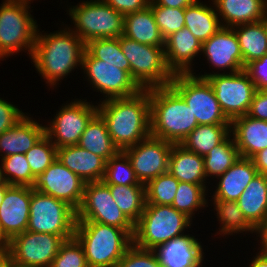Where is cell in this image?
I'll return each instance as SVG.
<instances>
[{"label": "cell", "mask_w": 267, "mask_h": 267, "mask_svg": "<svg viewBox=\"0 0 267 267\" xmlns=\"http://www.w3.org/2000/svg\"><path fill=\"white\" fill-rule=\"evenodd\" d=\"M231 133V125H198L181 143L187 150L204 157Z\"/></svg>", "instance_id": "d6a6232c"}, {"label": "cell", "mask_w": 267, "mask_h": 267, "mask_svg": "<svg viewBox=\"0 0 267 267\" xmlns=\"http://www.w3.org/2000/svg\"><path fill=\"white\" fill-rule=\"evenodd\" d=\"M97 113L98 106L89 102H71L61 108L49 127L45 126V135L56 148L77 145L87 124Z\"/></svg>", "instance_id": "9a60e30c"}, {"label": "cell", "mask_w": 267, "mask_h": 267, "mask_svg": "<svg viewBox=\"0 0 267 267\" xmlns=\"http://www.w3.org/2000/svg\"><path fill=\"white\" fill-rule=\"evenodd\" d=\"M194 73H177L170 86L184 99L198 125H231L207 79Z\"/></svg>", "instance_id": "30bf717a"}, {"label": "cell", "mask_w": 267, "mask_h": 267, "mask_svg": "<svg viewBox=\"0 0 267 267\" xmlns=\"http://www.w3.org/2000/svg\"><path fill=\"white\" fill-rule=\"evenodd\" d=\"M244 70L249 74L256 90H267V54L250 62Z\"/></svg>", "instance_id": "bcb514c9"}, {"label": "cell", "mask_w": 267, "mask_h": 267, "mask_svg": "<svg viewBox=\"0 0 267 267\" xmlns=\"http://www.w3.org/2000/svg\"><path fill=\"white\" fill-rule=\"evenodd\" d=\"M65 240L59 235L24 231L14 236L4 251L19 267H50Z\"/></svg>", "instance_id": "4fadbf2b"}, {"label": "cell", "mask_w": 267, "mask_h": 267, "mask_svg": "<svg viewBox=\"0 0 267 267\" xmlns=\"http://www.w3.org/2000/svg\"><path fill=\"white\" fill-rule=\"evenodd\" d=\"M3 177H2V171H1V166H0V184L3 182Z\"/></svg>", "instance_id": "6f0895ef"}, {"label": "cell", "mask_w": 267, "mask_h": 267, "mask_svg": "<svg viewBox=\"0 0 267 267\" xmlns=\"http://www.w3.org/2000/svg\"><path fill=\"white\" fill-rule=\"evenodd\" d=\"M230 136L203 157L206 178L214 175L218 178L240 158L234 137Z\"/></svg>", "instance_id": "e575fe53"}, {"label": "cell", "mask_w": 267, "mask_h": 267, "mask_svg": "<svg viewBox=\"0 0 267 267\" xmlns=\"http://www.w3.org/2000/svg\"><path fill=\"white\" fill-rule=\"evenodd\" d=\"M156 24L164 38L185 27L184 8H172L156 5L150 0Z\"/></svg>", "instance_id": "7bdbcfd3"}, {"label": "cell", "mask_w": 267, "mask_h": 267, "mask_svg": "<svg viewBox=\"0 0 267 267\" xmlns=\"http://www.w3.org/2000/svg\"><path fill=\"white\" fill-rule=\"evenodd\" d=\"M258 174L267 173V148L256 153L252 158Z\"/></svg>", "instance_id": "f907efd6"}, {"label": "cell", "mask_w": 267, "mask_h": 267, "mask_svg": "<svg viewBox=\"0 0 267 267\" xmlns=\"http://www.w3.org/2000/svg\"><path fill=\"white\" fill-rule=\"evenodd\" d=\"M57 159L85 183L103 179L106 161L79 145L57 148Z\"/></svg>", "instance_id": "7402d4cb"}, {"label": "cell", "mask_w": 267, "mask_h": 267, "mask_svg": "<svg viewBox=\"0 0 267 267\" xmlns=\"http://www.w3.org/2000/svg\"><path fill=\"white\" fill-rule=\"evenodd\" d=\"M156 5L172 8H186L197 0H152Z\"/></svg>", "instance_id": "816d5d0a"}, {"label": "cell", "mask_w": 267, "mask_h": 267, "mask_svg": "<svg viewBox=\"0 0 267 267\" xmlns=\"http://www.w3.org/2000/svg\"><path fill=\"white\" fill-rule=\"evenodd\" d=\"M50 267H88L83 247L75 237L61 244Z\"/></svg>", "instance_id": "ee69618b"}, {"label": "cell", "mask_w": 267, "mask_h": 267, "mask_svg": "<svg viewBox=\"0 0 267 267\" xmlns=\"http://www.w3.org/2000/svg\"><path fill=\"white\" fill-rule=\"evenodd\" d=\"M76 221L77 211L72 206L31 187L27 231L59 235L68 240L74 237Z\"/></svg>", "instance_id": "52a82bcc"}, {"label": "cell", "mask_w": 267, "mask_h": 267, "mask_svg": "<svg viewBox=\"0 0 267 267\" xmlns=\"http://www.w3.org/2000/svg\"><path fill=\"white\" fill-rule=\"evenodd\" d=\"M197 77L209 81L223 113L230 121L247 115L256 87L245 70L229 74L217 72Z\"/></svg>", "instance_id": "8fae6325"}, {"label": "cell", "mask_w": 267, "mask_h": 267, "mask_svg": "<svg viewBox=\"0 0 267 267\" xmlns=\"http://www.w3.org/2000/svg\"><path fill=\"white\" fill-rule=\"evenodd\" d=\"M24 116L16 106L0 99V134L12 128Z\"/></svg>", "instance_id": "7dc6e473"}, {"label": "cell", "mask_w": 267, "mask_h": 267, "mask_svg": "<svg viewBox=\"0 0 267 267\" xmlns=\"http://www.w3.org/2000/svg\"><path fill=\"white\" fill-rule=\"evenodd\" d=\"M247 115L267 121V90H256Z\"/></svg>", "instance_id": "681fc988"}, {"label": "cell", "mask_w": 267, "mask_h": 267, "mask_svg": "<svg viewBox=\"0 0 267 267\" xmlns=\"http://www.w3.org/2000/svg\"><path fill=\"white\" fill-rule=\"evenodd\" d=\"M116 267H162L154 250L142 249L132 244Z\"/></svg>", "instance_id": "f6af8a7d"}, {"label": "cell", "mask_w": 267, "mask_h": 267, "mask_svg": "<svg viewBox=\"0 0 267 267\" xmlns=\"http://www.w3.org/2000/svg\"><path fill=\"white\" fill-rule=\"evenodd\" d=\"M120 46L129 60L131 77L142 90L170 85L174 73L167 65L164 46L141 44L124 35Z\"/></svg>", "instance_id": "8992f818"}, {"label": "cell", "mask_w": 267, "mask_h": 267, "mask_svg": "<svg viewBox=\"0 0 267 267\" xmlns=\"http://www.w3.org/2000/svg\"><path fill=\"white\" fill-rule=\"evenodd\" d=\"M191 220L172 205L146 204L135 224L133 244L142 249L155 250L169 240L184 235L182 231L190 227Z\"/></svg>", "instance_id": "5b68a950"}, {"label": "cell", "mask_w": 267, "mask_h": 267, "mask_svg": "<svg viewBox=\"0 0 267 267\" xmlns=\"http://www.w3.org/2000/svg\"><path fill=\"white\" fill-rule=\"evenodd\" d=\"M85 182L56 159L43 173L35 177L31 186L34 191L63 200L76 211L84 197Z\"/></svg>", "instance_id": "e0dca14e"}, {"label": "cell", "mask_w": 267, "mask_h": 267, "mask_svg": "<svg viewBox=\"0 0 267 267\" xmlns=\"http://www.w3.org/2000/svg\"><path fill=\"white\" fill-rule=\"evenodd\" d=\"M214 8L215 6L208 7L199 0L184 8L185 27L202 43L222 27L223 23Z\"/></svg>", "instance_id": "4dcf8cb0"}, {"label": "cell", "mask_w": 267, "mask_h": 267, "mask_svg": "<svg viewBox=\"0 0 267 267\" xmlns=\"http://www.w3.org/2000/svg\"><path fill=\"white\" fill-rule=\"evenodd\" d=\"M154 251L162 267H200L204 257L201 244L190 235L171 239Z\"/></svg>", "instance_id": "44dd1931"}, {"label": "cell", "mask_w": 267, "mask_h": 267, "mask_svg": "<svg viewBox=\"0 0 267 267\" xmlns=\"http://www.w3.org/2000/svg\"><path fill=\"white\" fill-rule=\"evenodd\" d=\"M74 237L83 247L88 267H116L133 244L125 229L97 222H76Z\"/></svg>", "instance_id": "277c9868"}, {"label": "cell", "mask_w": 267, "mask_h": 267, "mask_svg": "<svg viewBox=\"0 0 267 267\" xmlns=\"http://www.w3.org/2000/svg\"><path fill=\"white\" fill-rule=\"evenodd\" d=\"M2 177L9 185L32 186V174L25 154H13L1 159Z\"/></svg>", "instance_id": "74e56055"}, {"label": "cell", "mask_w": 267, "mask_h": 267, "mask_svg": "<svg viewBox=\"0 0 267 267\" xmlns=\"http://www.w3.org/2000/svg\"><path fill=\"white\" fill-rule=\"evenodd\" d=\"M206 187L186 182H179L172 206L192 218L194 211L207 204Z\"/></svg>", "instance_id": "ab89813d"}, {"label": "cell", "mask_w": 267, "mask_h": 267, "mask_svg": "<svg viewBox=\"0 0 267 267\" xmlns=\"http://www.w3.org/2000/svg\"><path fill=\"white\" fill-rule=\"evenodd\" d=\"M168 172L179 182L205 187L204 158L197 153L187 150L181 144H173L172 146Z\"/></svg>", "instance_id": "4316f807"}, {"label": "cell", "mask_w": 267, "mask_h": 267, "mask_svg": "<svg viewBox=\"0 0 267 267\" xmlns=\"http://www.w3.org/2000/svg\"><path fill=\"white\" fill-rule=\"evenodd\" d=\"M15 264L13 263L10 256L4 251L0 250V267H14Z\"/></svg>", "instance_id": "11a10c76"}, {"label": "cell", "mask_w": 267, "mask_h": 267, "mask_svg": "<svg viewBox=\"0 0 267 267\" xmlns=\"http://www.w3.org/2000/svg\"><path fill=\"white\" fill-rule=\"evenodd\" d=\"M165 57L174 74L192 73L191 62L202 51V42L187 27L165 38Z\"/></svg>", "instance_id": "ffe728a7"}, {"label": "cell", "mask_w": 267, "mask_h": 267, "mask_svg": "<svg viewBox=\"0 0 267 267\" xmlns=\"http://www.w3.org/2000/svg\"><path fill=\"white\" fill-rule=\"evenodd\" d=\"M147 90L150 98L151 136L181 144L198 126L190 107L170 85Z\"/></svg>", "instance_id": "3957f363"}, {"label": "cell", "mask_w": 267, "mask_h": 267, "mask_svg": "<svg viewBox=\"0 0 267 267\" xmlns=\"http://www.w3.org/2000/svg\"><path fill=\"white\" fill-rule=\"evenodd\" d=\"M67 30L48 35L37 32L31 59L50 86L68 75L75 66H82L86 44L73 30Z\"/></svg>", "instance_id": "7a4b0ae2"}, {"label": "cell", "mask_w": 267, "mask_h": 267, "mask_svg": "<svg viewBox=\"0 0 267 267\" xmlns=\"http://www.w3.org/2000/svg\"><path fill=\"white\" fill-rule=\"evenodd\" d=\"M107 185L117 206L135 225L146 206L145 185Z\"/></svg>", "instance_id": "836d02e7"}, {"label": "cell", "mask_w": 267, "mask_h": 267, "mask_svg": "<svg viewBox=\"0 0 267 267\" xmlns=\"http://www.w3.org/2000/svg\"><path fill=\"white\" fill-rule=\"evenodd\" d=\"M215 210L222 225L219 234H235V232L250 231L253 233L255 228L244 217L236 201L214 200Z\"/></svg>", "instance_id": "8d00e7d4"}, {"label": "cell", "mask_w": 267, "mask_h": 267, "mask_svg": "<svg viewBox=\"0 0 267 267\" xmlns=\"http://www.w3.org/2000/svg\"><path fill=\"white\" fill-rule=\"evenodd\" d=\"M260 234L261 239V253L267 254V216L264 220L255 228V231Z\"/></svg>", "instance_id": "f5cc1de1"}, {"label": "cell", "mask_w": 267, "mask_h": 267, "mask_svg": "<svg viewBox=\"0 0 267 267\" xmlns=\"http://www.w3.org/2000/svg\"><path fill=\"white\" fill-rule=\"evenodd\" d=\"M235 27L233 30L240 45L245 68L250 62L267 54V15L265 20Z\"/></svg>", "instance_id": "f1b7e54d"}, {"label": "cell", "mask_w": 267, "mask_h": 267, "mask_svg": "<svg viewBox=\"0 0 267 267\" xmlns=\"http://www.w3.org/2000/svg\"><path fill=\"white\" fill-rule=\"evenodd\" d=\"M76 222H97L125 229L132 237L135 225L117 206L109 186L103 181L87 182L84 197L77 210Z\"/></svg>", "instance_id": "7c38bea8"}, {"label": "cell", "mask_w": 267, "mask_h": 267, "mask_svg": "<svg viewBox=\"0 0 267 267\" xmlns=\"http://www.w3.org/2000/svg\"><path fill=\"white\" fill-rule=\"evenodd\" d=\"M231 128L240 157L251 159L267 148V121L243 115L231 121Z\"/></svg>", "instance_id": "603a6c76"}, {"label": "cell", "mask_w": 267, "mask_h": 267, "mask_svg": "<svg viewBox=\"0 0 267 267\" xmlns=\"http://www.w3.org/2000/svg\"><path fill=\"white\" fill-rule=\"evenodd\" d=\"M21 1H23L25 4H27V5H29V1H32V0H21Z\"/></svg>", "instance_id": "680465c9"}, {"label": "cell", "mask_w": 267, "mask_h": 267, "mask_svg": "<svg viewBox=\"0 0 267 267\" xmlns=\"http://www.w3.org/2000/svg\"><path fill=\"white\" fill-rule=\"evenodd\" d=\"M45 134V125L42 126L29 116L21 118L12 128L0 134V156L7 157L13 154H25Z\"/></svg>", "instance_id": "cb8c5ba5"}, {"label": "cell", "mask_w": 267, "mask_h": 267, "mask_svg": "<svg viewBox=\"0 0 267 267\" xmlns=\"http://www.w3.org/2000/svg\"><path fill=\"white\" fill-rule=\"evenodd\" d=\"M77 145L102 157L106 162L120 151L109 135L106 122L98 113L87 124Z\"/></svg>", "instance_id": "1f68e13d"}, {"label": "cell", "mask_w": 267, "mask_h": 267, "mask_svg": "<svg viewBox=\"0 0 267 267\" xmlns=\"http://www.w3.org/2000/svg\"><path fill=\"white\" fill-rule=\"evenodd\" d=\"M247 221L256 228L267 216V183L257 174L236 201Z\"/></svg>", "instance_id": "f546056e"}, {"label": "cell", "mask_w": 267, "mask_h": 267, "mask_svg": "<svg viewBox=\"0 0 267 267\" xmlns=\"http://www.w3.org/2000/svg\"><path fill=\"white\" fill-rule=\"evenodd\" d=\"M202 52L218 69H229L231 73L244 70L243 56L237 36L231 27H221L202 43Z\"/></svg>", "instance_id": "d6986e66"}, {"label": "cell", "mask_w": 267, "mask_h": 267, "mask_svg": "<svg viewBox=\"0 0 267 267\" xmlns=\"http://www.w3.org/2000/svg\"><path fill=\"white\" fill-rule=\"evenodd\" d=\"M102 181L114 185H144L136 177L131 162L123 151H119L106 162Z\"/></svg>", "instance_id": "f35d334b"}, {"label": "cell", "mask_w": 267, "mask_h": 267, "mask_svg": "<svg viewBox=\"0 0 267 267\" xmlns=\"http://www.w3.org/2000/svg\"><path fill=\"white\" fill-rule=\"evenodd\" d=\"M11 185H9L7 182L3 181L1 184H0V205L3 201V198H4V194L6 192V190L10 187Z\"/></svg>", "instance_id": "9f6ffc18"}, {"label": "cell", "mask_w": 267, "mask_h": 267, "mask_svg": "<svg viewBox=\"0 0 267 267\" xmlns=\"http://www.w3.org/2000/svg\"><path fill=\"white\" fill-rule=\"evenodd\" d=\"M71 19L75 23L76 33L82 41L94 39L118 38L124 32V15L102 0L82 2L69 8Z\"/></svg>", "instance_id": "9c48e42d"}, {"label": "cell", "mask_w": 267, "mask_h": 267, "mask_svg": "<svg viewBox=\"0 0 267 267\" xmlns=\"http://www.w3.org/2000/svg\"><path fill=\"white\" fill-rule=\"evenodd\" d=\"M93 58L127 71L131 75L129 60L123 54L120 37L94 39L86 43L85 49Z\"/></svg>", "instance_id": "d590c367"}, {"label": "cell", "mask_w": 267, "mask_h": 267, "mask_svg": "<svg viewBox=\"0 0 267 267\" xmlns=\"http://www.w3.org/2000/svg\"><path fill=\"white\" fill-rule=\"evenodd\" d=\"M31 187L11 185L0 205V250L16 235L27 230Z\"/></svg>", "instance_id": "ac0fdd59"}, {"label": "cell", "mask_w": 267, "mask_h": 267, "mask_svg": "<svg viewBox=\"0 0 267 267\" xmlns=\"http://www.w3.org/2000/svg\"><path fill=\"white\" fill-rule=\"evenodd\" d=\"M179 181L169 172L150 180L146 185V204L172 205Z\"/></svg>", "instance_id": "60d3db41"}, {"label": "cell", "mask_w": 267, "mask_h": 267, "mask_svg": "<svg viewBox=\"0 0 267 267\" xmlns=\"http://www.w3.org/2000/svg\"><path fill=\"white\" fill-rule=\"evenodd\" d=\"M98 105V114L106 122L115 146L123 151L151 135L148 90L128 98H111Z\"/></svg>", "instance_id": "6da1fadb"}, {"label": "cell", "mask_w": 267, "mask_h": 267, "mask_svg": "<svg viewBox=\"0 0 267 267\" xmlns=\"http://www.w3.org/2000/svg\"><path fill=\"white\" fill-rule=\"evenodd\" d=\"M123 35L145 45H165V38L160 32L152 9L149 6L143 10L124 16Z\"/></svg>", "instance_id": "83f0119b"}, {"label": "cell", "mask_w": 267, "mask_h": 267, "mask_svg": "<svg viewBox=\"0 0 267 267\" xmlns=\"http://www.w3.org/2000/svg\"><path fill=\"white\" fill-rule=\"evenodd\" d=\"M81 68L86 72L94 88L106 94L105 100L128 98L142 90L127 71L106 63L104 60L93 58L86 50Z\"/></svg>", "instance_id": "5bb4252c"}, {"label": "cell", "mask_w": 267, "mask_h": 267, "mask_svg": "<svg viewBox=\"0 0 267 267\" xmlns=\"http://www.w3.org/2000/svg\"><path fill=\"white\" fill-rule=\"evenodd\" d=\"M249 267H267V254L258 252Z\"/></svg>", "instance_id": "db71d44e"}, {"label": "cell", "mask_w": 267, "mask_h": 267, "mask_svg": "<svg viewBox=\"0 0 267 267\" xmlns=\"http://www.w3.org/2000/svg\"><path fill=\"white\" fill-rule=\"evenodd\" d=\"M172 146L173 143L150 135L123 152L129 158L140 183L146 185L150 180L168 172Z\"/></svg>", "instance_id": "2e32d148"}, {"label": "cell", "mask_w": 267, "mask_h": 267, "mask_svg": "<svg viewBox=\"0 0 267 267\" xmlns=\"http://www.w3.org/2000/svg\"><path fill=\"white\" fill-rule=\"evenodd\" d=\"M122 15L134 13L147 8L150 0H102Z\"/></svg>", "instance_id": "c3c4849f"}, {"label": "cell", "mask_w": 267, "mask_h": 267, "mask_svg": "<svg viewBox=\"0 0 267 267\" xmlns=\"http://www.w3.org/2000/svg\"><path fill=\"white\" fill-rule=\"evenodd\" d=\"M216 12L226 24L223 27H235L242 24L265 20L266 0H213Z\"/></svg>", "instance_id": "d4e9b609"}, {"label": "cell", "mask_w": 267, "mask_h": 267, "mask_svg": "<svg viewBox=\"0 0 267 267\" xmlns=\"http://www.w3.org/2000/svg\"><path fill=\"white\" fill-rule=\"evenodd\" d=\"M264 176H265V179H266V183H267V173H266V174H264Z\"/></svg>", "instance_id": "91938a15"}, {"label": "cell", "mask_w": 267, "mask_h": 267, "mask_svg": "<svg viewBox=\"0 0 267 267\" xmlns=\"http://www.w3.org/2000/svg\"><path fill=\"white\" fill-rule=\"evenodd\" d=\"M32 174L43 173L56 159L57 148L44 134L41 139L25 153Z\"/></svg>", "instance_id": "b9f144b4"}, {"label": "cell", "mask_w": 267, "mask_h": 267, "mask_svg": "<svg viewBox=\"0 0 267 267\" xmlns=\"http://www.w3.org/2000/svg\"><path fill=\"white\" fill-rule=\"evenodd\" d=\"M257 174L253 160L240 157L224 174L219 176L220 181L213 195L214 200L237 201Z\"/></svg>", "instance_id": "484cf974"}, {"label": "cell", "mask_w": 267, "mask_h": 267, "mask_svg": "<svg viewBox=\"0 0 267 267\" xmlns=\"http://www.w3.org/2000/svg\"><path fill=\"white\" fill-rule=\"evenodd\" d=\"M21 0H6L0 6V58L23 48L32 56L38 25ZM38 30V31H37Z\"/></svg>", "instance_id": "ba28073f"}]
</instances>
